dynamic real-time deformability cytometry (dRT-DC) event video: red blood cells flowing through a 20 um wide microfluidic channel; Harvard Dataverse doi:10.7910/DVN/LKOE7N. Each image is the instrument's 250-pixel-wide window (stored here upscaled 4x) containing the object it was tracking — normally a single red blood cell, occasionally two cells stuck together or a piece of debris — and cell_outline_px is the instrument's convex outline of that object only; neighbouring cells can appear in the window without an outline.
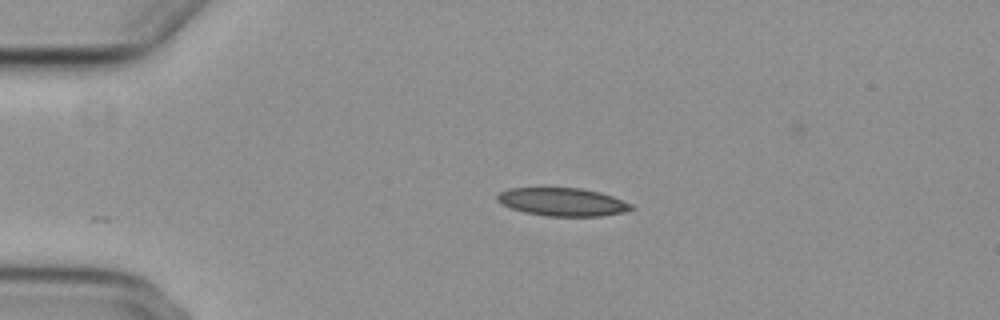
{"species": "common noctule bat (a hibernating species)", "species_latin": "Nyctalus noctula", "temperature_condition": "cold", "stored_images_in_passage": 40, "camera_frame_rate_fps": 3000, "um_per_image_px": 0.085, "animal": {"sex": "female", "body_mass_g": 29.2, "forearm_length_mm": 56.3}, "frame": {"image": 1, "passage_image": 1, "time_ms": 0.0, "image_size_px": [1000, 320], "cell_outline_px": [[636, 208], [624, 212], [600, 216], [544, 216], [524, 212], [500, 204], [496, 200], [496, 196], [500, 192], [508, 188], [580, 188], [600, 192], [612, 196], [632, 204]], "centroid_in_image_um": [47.8, 17.17], "position_along_channel_um": 37.2, "area_um2": 22.02}}
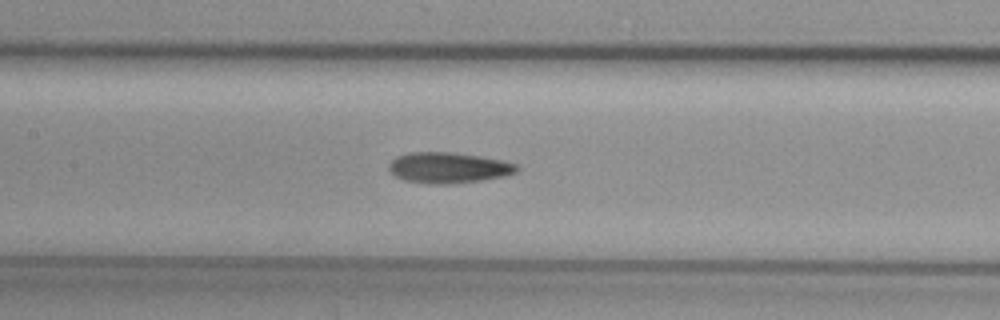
{"frame": {"image": 2, "passage_image": 15, "time_ms": 4.667, "image_size_px": [1000, 320], "cell_outline_px": [[520, 168], [516, 172], [508, 176], [452, 184], [428, 184], [404, 180], [396, 176], [388, 168], [388, 164], [396, 156], [412, 152], [448, 152], [480, 156], [504, 160], [516, 164]], "centroid_in_image_um": [38.14, 14.26], "position_along_channel_um": 169.3, "area_um2": 23.06}}
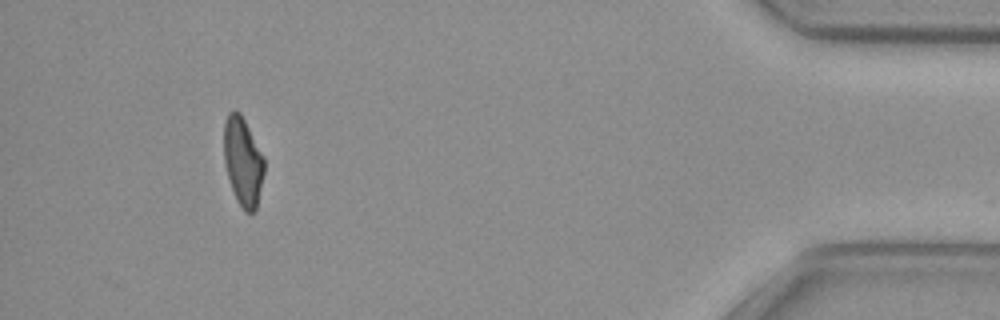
{"frame": {"image": 3, "passage_image": 40, "time_ms": 13.0, "image_size_px": [1000, 320], "cell_outline_px": [[264, 172], [256, 208], [252, 212], [244, 212], [236, 200], [228, 176], [224, 160], [224, 124], [228, 112], [236, 108], [240, 112], [264, 156]], "centroid_in_image_um": [20.64, 13.7], "position_along_channel_um": 414.6, "area_um2": 20.75}, "authors_computed_cell_mechanics": {"area_um2": 22.1374, "velocity_mm_per_s": 3.7137, "shape_relaxation_time_tau1_ms": null, "shape_relaxation_time_tau2_ms": 7.3777, "deformation_change_tau1": null, "deformation_change_tau2": 0.1398}}